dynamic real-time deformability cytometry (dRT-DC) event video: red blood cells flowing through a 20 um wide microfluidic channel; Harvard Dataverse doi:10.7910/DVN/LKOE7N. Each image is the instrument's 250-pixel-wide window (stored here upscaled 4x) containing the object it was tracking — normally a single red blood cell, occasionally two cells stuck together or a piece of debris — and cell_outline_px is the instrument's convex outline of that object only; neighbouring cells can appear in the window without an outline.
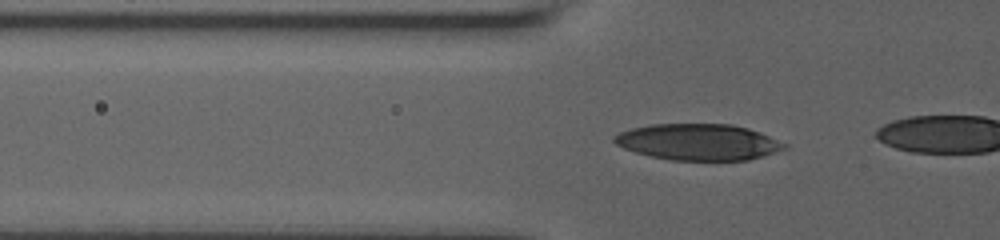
{"species": "human", "species_latin": "Homo sapiens", "temperature_condition": "room temperature", "stored_images_in_passage": 14, "camera_frame_rate_fps": 3000, "um_per_image_px": 0.085, "donor": {"sex": "male"}, "frame": {"image": 1, "passage_image": 12, "time_ms": 3.667, "image_size_px": [1000, 240], "cell_outline_px": [[788, 148], [764, 156], [748, 160], [672, 160], [652, 156], [636, 152], [624, 148], [616, 144], [612, 140], [612, 136], [620, 132], [632, 128], [652, 124], [732, 124], [748, 128], [760, 132], [788, 144]], "centroid_in_image_um": [59.39, 12.07], "position_along_channel_um": 66.4, "area_um2": 36.01}}